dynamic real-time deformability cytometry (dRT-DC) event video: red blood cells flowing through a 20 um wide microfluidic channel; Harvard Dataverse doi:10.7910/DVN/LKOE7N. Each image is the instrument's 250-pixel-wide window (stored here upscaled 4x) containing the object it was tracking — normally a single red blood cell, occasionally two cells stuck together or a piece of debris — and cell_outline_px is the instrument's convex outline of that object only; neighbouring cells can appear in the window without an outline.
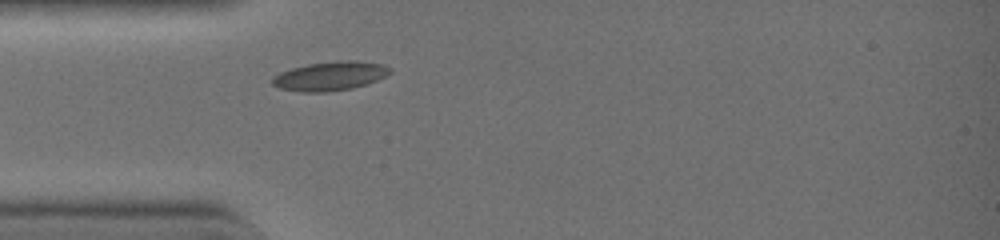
{"species": "common noctule bat (a hibernating species)", "species_latin": "Nyctalus noctula", "temperature_condition": "warm", "stored_images_in_passage": 27, "camera_frame_rate_fps": 3000, "um_per_image_px": 0.085, "animal": {"sex": "female", "body_mass_g": 19.0, "forearm_length_mm": 51.5}, "frame": {"image": 1, "passage_image": 1, "time_ms": 0.0, "image_size_px": [1000, 240], "cell_outline_px": [[392, 72], [376, 80], [352, 88], [324, 92], [300, 92], [280, 88], [272, 84], [272, 76], [280, 72], [292, 68], [308, 64], [340, 60], [356, 60], [384, 64], [392, 68]], "centroid_in_image_um": [28.06, 6.45], "position_along_channel_um": 56.9, "area_um2": 19.88}}
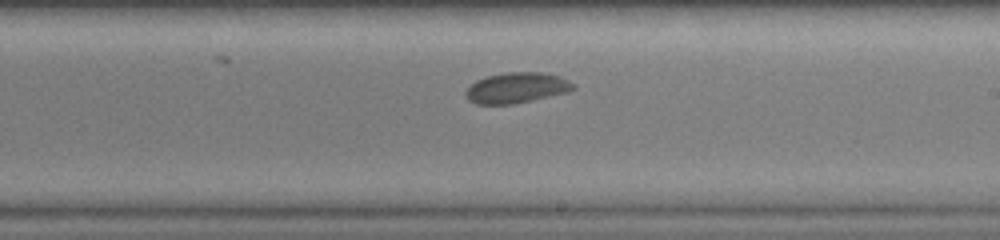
{"frame": {"image": 2, "passage_image": 14, "time_ms": 4.333, "image_size_px": [1000, 240], "cell_outline_px": [[576, 88], [568, 92], [512, 104], [476, 104], [468, 100], [464, 96], [464, 92], [476, 80], [484, 76], [508, 72], [544, 72], [560, 76], [576, 84]], "centroid_in_image_um": [43.91, 7.45], "position_along_channel_um": 245.1, "area_um2": 19.31}}
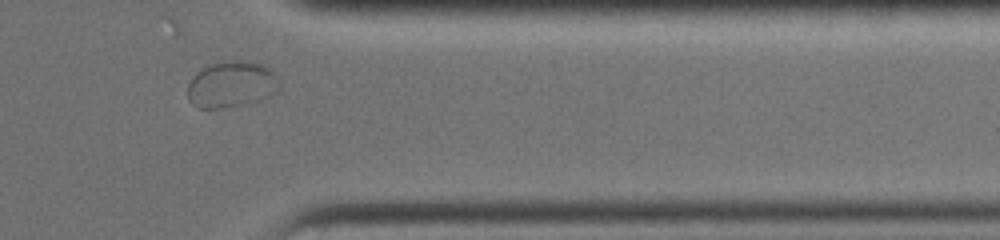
{"frame": {"image": 3, "passage_image": 24, "time_ms": 7.667, "image_size_px": [1000, 240], "cell_outline_px": [[280, 92], [260, 100], [244, 104], [220, 108], [196, 108], [188, 100], [188, 84], [192, 76], [200, 68], [212, 64], [228, 60], [244, 60], [260, 64], [272, 68], [280, 76]], "centroid_in_image_um": [19.73, 7.16], "position_along_channel_um": 391.7, "area_um2": 25.43}, "authors_computed_cell_mechanics": {"area_um2": 19.4208, "velocity_mm_per_s": 4.4041, "shape_relaxation_time_tau1_ms": 6.5616, "shape_relaxation_time_tau2_ms": null, "deformation_change_tau1": 0.1525, "deformation_change_tau2": null}}